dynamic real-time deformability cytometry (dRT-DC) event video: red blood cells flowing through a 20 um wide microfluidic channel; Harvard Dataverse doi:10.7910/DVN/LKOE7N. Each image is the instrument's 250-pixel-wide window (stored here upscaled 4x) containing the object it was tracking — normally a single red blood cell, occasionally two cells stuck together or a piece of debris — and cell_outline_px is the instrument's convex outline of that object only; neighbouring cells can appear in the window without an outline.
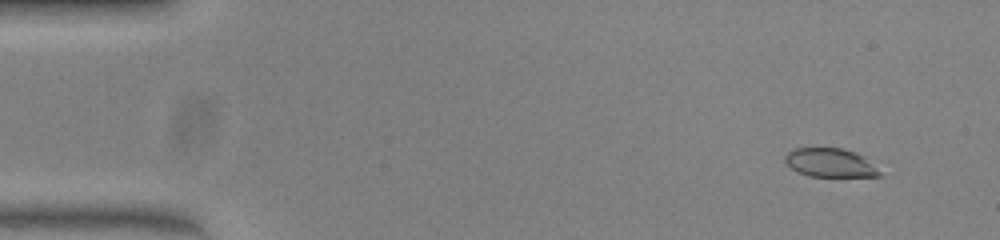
{"species": "common noctule bat (a hibernating species)", "species_latin": "Nyctalus noctula", "temperature_condition": "warm", "stored_images_in_passage": 51, "camera_frame_rate_fps": 3000, "um_per_image_px": 0.085, "animal": {"sex": "female", "body_mass_g": 23.0, "forearm_length_mm": 53.4}, "frame": {"image": 1, "passage_image": 4, "time_ms": 1.0, "image_size_px": [1000, 240], "cell_outline_px": [[880, 176], [808, 176], [796, 172], [784, 160], [784, 156], [792, 148], [844, 148], [856, 152], [864, 156], [880, 172]], "centroid_in_image_um": [70.52, 13.82], "position_along_channel_um": 14.5, "area_um2": 15.78}}
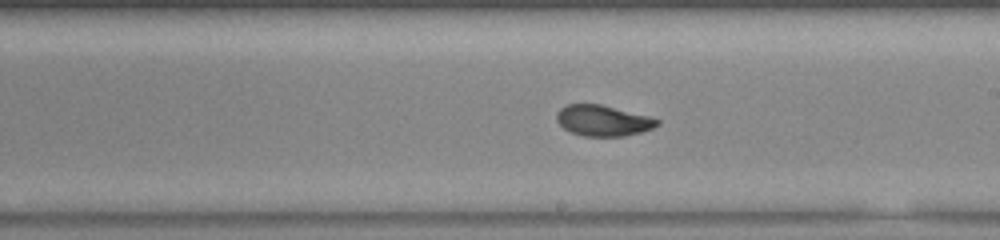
{"frame": {"image": 2, "passage_image": 29, "time_ms": 9.333, "image_size_px": [1000, 240], "cell_outline_px": [[660, 124], [652, 128], [640, 132], [624, 136], [584, 136], [572, 132], [564, 128], [556, 120], [556, 112], [560, 108], [568, 104], [600, 104], [648, 116], [660, 120]], "centroid_in_image_um": [51.24, 10.25], "position_along_channel_um": 237.8, "area_um2": 17.92}}
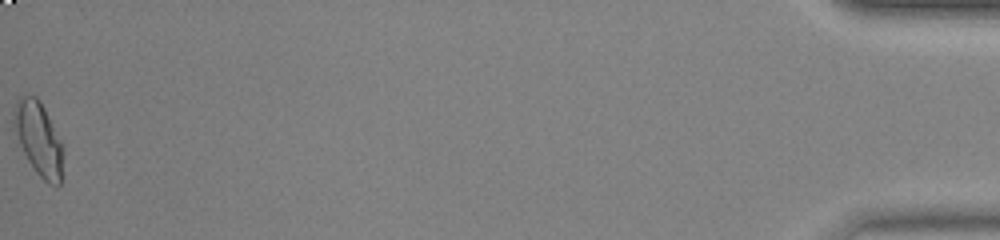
{"frame": {"image": 3, "passage_image": 51, "time_ms": 16.667, "image_size_px": [1000, 240], "cell_outline_px": [[60, 184], [48, 184], [36, 172], [28, 160], [20, 144], [12, 124], [12, 112], [16, 100], [20, 96], [36, 96], [40, 100], [60, 140]], "centroid_in_image_um": [3.2, 11.71], "position_along_channel_um": 432.0, "area_um2": 20.35}, "authors_computed_cell_mechanics": {"area_um2": 18.496, "velocity_mm_per_s": 4.0598, "shape_relaxation_time_tau1_ms": 8.5747, "shape_relaxation_time_tau2_ms": 1.1269, "deformation_change_tau1": 0.2463, "deformation_change_tau2": 0.0552}}